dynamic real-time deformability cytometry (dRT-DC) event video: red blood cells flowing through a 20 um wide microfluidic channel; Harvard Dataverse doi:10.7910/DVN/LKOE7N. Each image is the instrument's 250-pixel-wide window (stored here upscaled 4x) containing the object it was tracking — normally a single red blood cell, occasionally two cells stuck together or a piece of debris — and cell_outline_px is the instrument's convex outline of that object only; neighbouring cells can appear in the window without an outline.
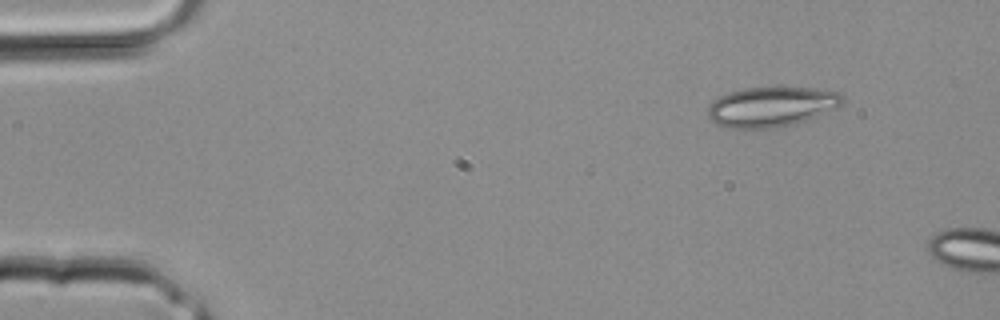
{"species": "common noctule bat (a hibernating species)", "species_latin": "Nyctalus noctula", "temperature_condition": "room temperature", "stored_images_in_passage": 2, "camera_frame_rate_fps": 3000, "um_per_image_px": 0.085, "animal": {"sex": "male", "body_mass_g": 20.4}, "frame": {"image": 1, "passage_image": 2, "time_ms": 0.333, "image_size_px": [1000, 320], "cell_outline_px": [[844, 100], [836, 108], [808, 120], [792, 124], [772, 128], [728, 128], [716, 124], [708, 116], [708, 108], [712, 100], [728, 92], [744, 88], [812, 88], [840, 92], [844, 96]], "centroid_in_image_um": [65.56, 9.07], "position_along_channel_um": 19.4, "area_um2": 31.27}}